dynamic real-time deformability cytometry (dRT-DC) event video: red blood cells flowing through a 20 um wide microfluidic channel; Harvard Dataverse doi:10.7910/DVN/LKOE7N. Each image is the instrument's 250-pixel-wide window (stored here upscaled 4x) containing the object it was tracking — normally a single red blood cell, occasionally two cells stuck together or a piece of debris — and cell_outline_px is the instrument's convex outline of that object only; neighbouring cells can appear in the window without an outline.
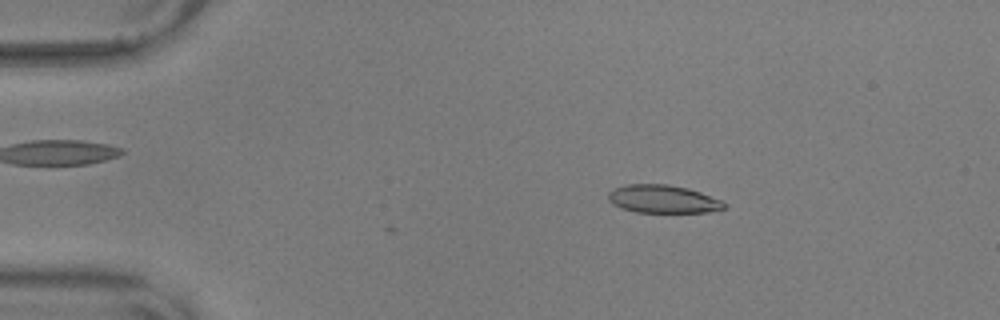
{"species": "common noctule bat (a hibernating species)", "species_latin": "Nyctalus noctula", "temperature_condition": "warm", "stored_images_in_passage": 4, "camera_frame_rate_fps": 3000, "um_per_image_px": 0.085, "animal": {"sex": "male", "body_mass_g": 17.9, "forearm_length_mm": 54.2}, "frame": {"image": 1, "passage_image": 4, "time_ms": 1.0, "image_size_px": [1000, 320], "cell_outline_px": [[728, 204], [724, 208], [708, 212], [636, 212], [620, 208], [612, 204], [608, 200], [608, 192], [612, 188], [628, 184], [668, 184], [688, 188], [700, 192], [720, 200]], "centroid_in_image_um": [56.31, 16.91], "position_along_channel_um": 28.7, "area_um2": 19.02}}